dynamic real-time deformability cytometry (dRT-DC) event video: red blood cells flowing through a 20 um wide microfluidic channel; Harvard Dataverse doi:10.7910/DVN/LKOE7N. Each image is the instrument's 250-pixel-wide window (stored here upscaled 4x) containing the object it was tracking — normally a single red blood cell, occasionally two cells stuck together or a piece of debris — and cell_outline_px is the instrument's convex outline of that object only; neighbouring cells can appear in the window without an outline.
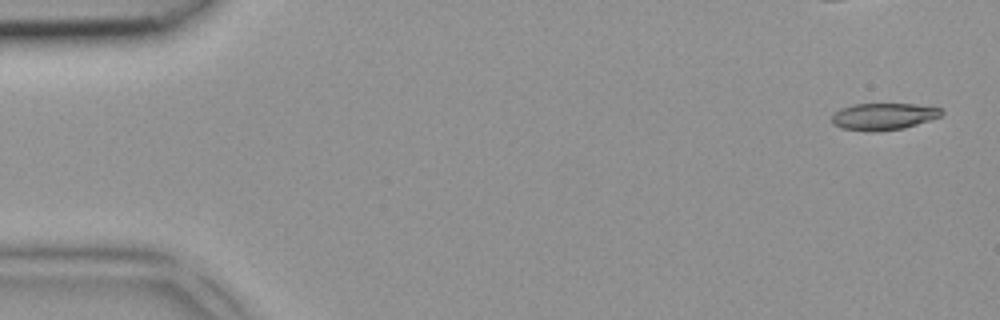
{"species": "common noctule bat (a hibernating species)", "species_latin": "Nyctalus noctula", "temperature_condition": "room temperature", "stored_images_in_passage": 6, "camera_frame_rate_fps": 3000, "um_per_image_px": 0.085, "animal": {"sex": "female", "body_mass_g": 18.4}, "frame": {"image": 1, "passage_image": 1, "time_ms": 0.0, "image_size_px": [1000, 320], "cell_outline_px": [[944, 112], [940, 116], [904, 128], [876, 132], [868, 132], [840, 128], [832, 124], [832, 112], [840, 108], [852, 104], [916, 104], [940, 108]], "centroid_in_image_um": [75.02, 9.9], "position_along_channel_um": 10.0, "area_um2": 17.34}}